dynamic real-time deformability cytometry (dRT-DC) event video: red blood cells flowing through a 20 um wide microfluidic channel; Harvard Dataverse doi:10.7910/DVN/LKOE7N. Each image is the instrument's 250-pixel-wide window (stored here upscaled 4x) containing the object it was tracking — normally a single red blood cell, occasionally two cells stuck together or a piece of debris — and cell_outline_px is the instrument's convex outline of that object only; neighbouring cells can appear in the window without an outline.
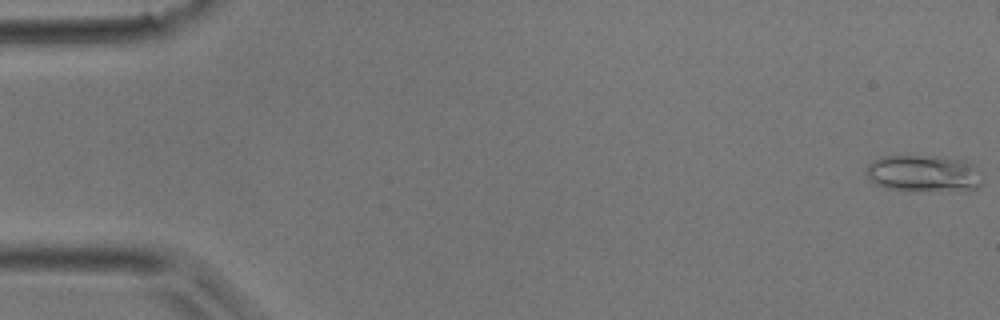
{"species": "common noctule bat (a hibernating species)", "species_latin": "Nyctalus noctula", "temperature_condition": "room temperature", "stored_images_in_passage": 12, "camera_frame_rate_fps": 3000, "um_per_image_px": 0.085, "animal": {"sex": "male", "body_mass_g": 17.9}, "frame": {"image": 1, "passage_image": 1, "time_ms": 0.0, "image_size_px": [1000, 320], "cell_outline_px": [[980, 184], [976, 188], [912, 192], [888, 188], [876, 184], [864, 172], [864, 168], [872, 160], [880, 156], [940, 156], [964, 160], [972, 164]], "centroid_in_image_um": [78.37, 14.73], "position_along_channel_um": 6.6, "area_um2": 24.68}}